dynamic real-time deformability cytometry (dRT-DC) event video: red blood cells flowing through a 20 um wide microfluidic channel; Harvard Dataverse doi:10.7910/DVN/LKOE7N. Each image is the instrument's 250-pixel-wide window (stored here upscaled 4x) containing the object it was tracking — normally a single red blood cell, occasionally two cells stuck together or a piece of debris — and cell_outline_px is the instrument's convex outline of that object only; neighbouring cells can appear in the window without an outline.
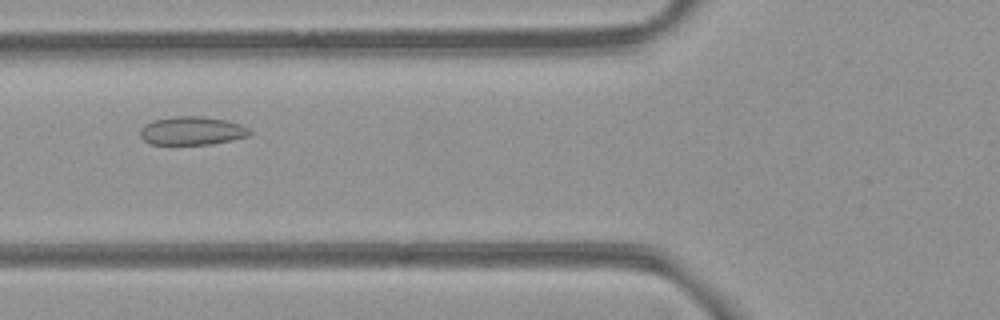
{"species": "common noctule bat (a hibernating species)", "species_latin": "Nyctalus noctula", "temperature_condition": "room temperature", "stored_images_in_passage": 35, "camera_frame_rate_fps": 3000, "um_per_image_px": 0.085, "animal": {"sex": "female", "body_mass_g": 21.9}, "frame": {"image": 1, "passage_image": 8, "time_ms": 2.333, "image_size_px": [1000, 320], "cell_outline_px": [[252, 132], [248, 136], [232, 140], [212, 144], [148, 144], [140, 136], [140, 128], [144, 124], [152, 120], [172, 116], [200, 116], [224, 120], [240, 124], [248, 128]], "centroid_in_image_um": [16.28, 11.11], "position_along_channel_um": 109.5, "area_um2": 18.21}}
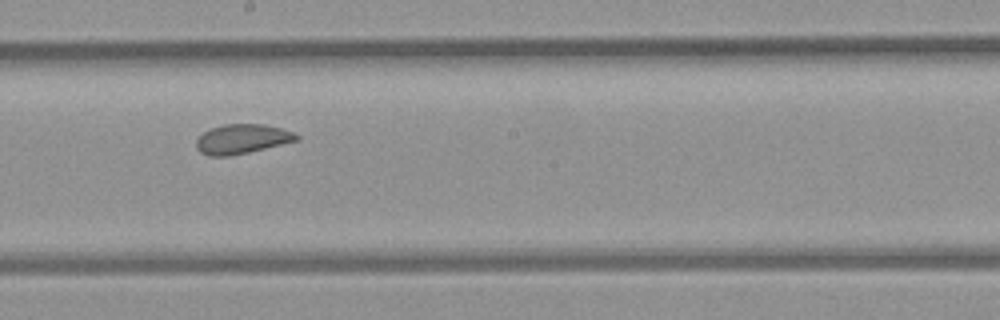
{"frame": {"image": 2, "passage_image": 17, "time_ms": 5.333, "image_size_px": [1000, 320], "cell_outline_px": [[300, 136], [296, 140], [248, 152], [228, 156], [208, 156], [200, 152], [196, 148], [196, 140], [204, 132], [212, 128], [224, 124], [264, 124], [280, 128], [292, 132]], "centroid_in_image_um": [20.52, 11.81], "position_along_channel_um": 227.7, "area_um2": 16.94}}
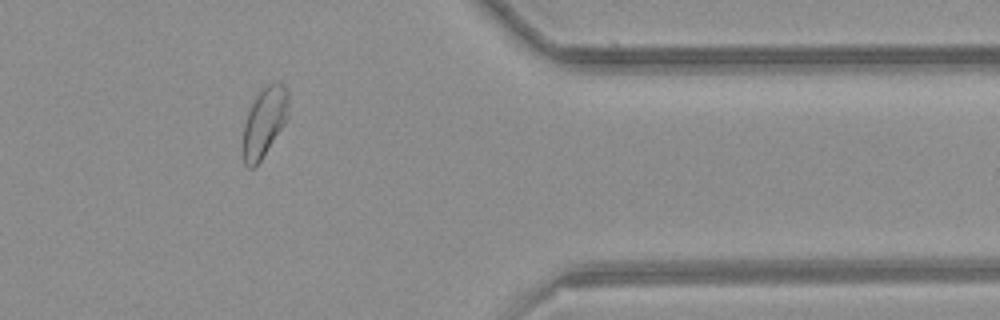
{"frame": {"image": 3, "passage_image": 31, "time_ms": 10.0, "image_size_px": [1000, 320], "cell_outline_px": [[288, 120], [260, 160], [252, 168], [248, 168], [244, 164], [244, 124], [248, 112], [256, 96], [268, 84], [280, 80], [288, 92]], "centroid_in_image_um": [22.51, 10.34], "position_along_channel_um": 388.9, "area_um2": 18.15}, "authors_computed_cell_mechanics": {"area_um2": 17.9758, "velocity_mm_per_s": 3.9218, "shape_relaxation_time_tau1_ms": null, "shape_relaxation_time_tau2_ms": 1.3246, "deformation_change_tau1": null, "deformation_change_tau2": 0.0516}}